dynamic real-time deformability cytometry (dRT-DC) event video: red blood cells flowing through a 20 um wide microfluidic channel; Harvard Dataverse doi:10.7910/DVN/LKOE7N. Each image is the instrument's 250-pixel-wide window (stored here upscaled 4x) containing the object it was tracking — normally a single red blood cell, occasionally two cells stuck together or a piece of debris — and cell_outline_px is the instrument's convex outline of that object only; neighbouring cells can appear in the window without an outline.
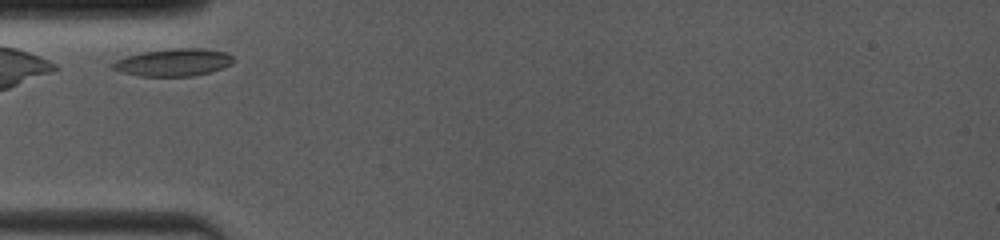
{"species": "common noctule bat (a hibernating species)", "species_latin": "Nyctalus noctula", "temperature_condition": "room temperature", "stored_images_in_passage": 3, "camera_frame_rate_fps": 4000, "um_per_image_px": 0.085, "animal": {"sex": "female", "body_mass_g": 19.0, "forearm_length_mm": 53.3}, "frame": {"image": 1, "passage_image": 1, "time_ms": 0.0, "image_size_px": [1000, 240], "cell_outline_px": [[236, 60], [232, 64], [224, 68], [212, 72], [192, 76], [140, 76], [124, 72], [112, 68], [112, 64], [116, 60], [128, 56], [144, 52], [172, 48], [204, 48], [228, 52]], "centroid_in_image_um": [14.85, 5.3], "position_along_channel_um": 70.1, "area_um2": 19.36}}
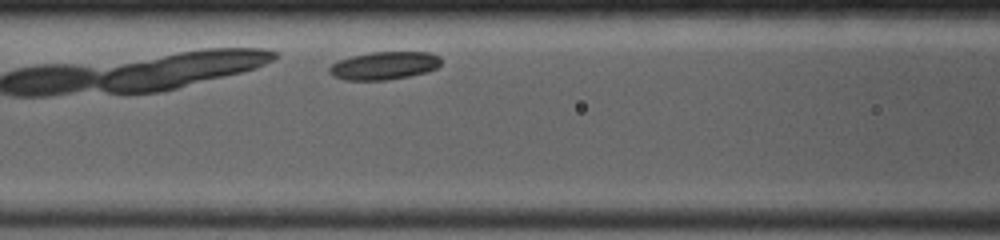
{"frame": {"image": 2, "passage_image": 3, "time_ms": 1.75, "image_size_px": [1000, 240], "cell_outline_px": [[440, 64], [436, 68], [428, 72], [388, 80], [344, 80], [332, 76], [328, 72], [328, 68], [336, 60], [352, 56], [372, 52], [428, 52], [440, 56]], "centroid_in_image_um": [32.62, 5.58], "position_along_channel_um": 134.0, "area_um2": 18.32}}